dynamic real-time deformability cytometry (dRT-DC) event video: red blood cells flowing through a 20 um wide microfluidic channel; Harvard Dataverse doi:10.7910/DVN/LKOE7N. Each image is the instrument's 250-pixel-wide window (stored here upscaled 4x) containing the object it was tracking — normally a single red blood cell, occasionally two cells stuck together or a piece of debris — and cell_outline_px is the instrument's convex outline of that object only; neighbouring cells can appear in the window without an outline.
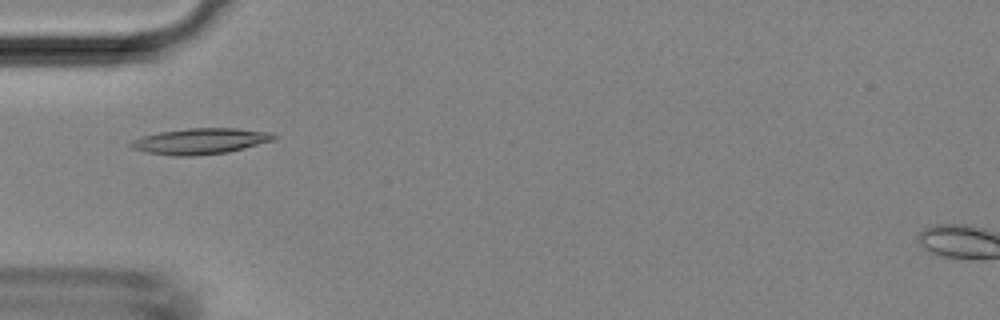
{"species": "Egyptian fruit bat (a non-hibernating species)", "species_latin": "Rousettus aegyptiacus", "temperature_condition": "room temperature", "stored_images_in_passage": 46, "camera_frame_rate_fps": 3000, "um_per_image_px": 0.085, "animal": {"sex": "female"}, "frame": {"image": 1, "passage_image": 15, "time_ms": 4.667, "image_size_px": [1000, 320], "cell_outline_px": [[276, 140], [228, 152], [192, 156], [176, 156], [148, 152], [132, 148], [128, 144], [132, 140], [144, 136], [160, 132], [188, 128], [236, 128], [272, 132], [276, 136]], "centroid_in_image_um": [17.08, 11.99], "position_along_channel_um": 67.9, "area_um2": 21.5}}
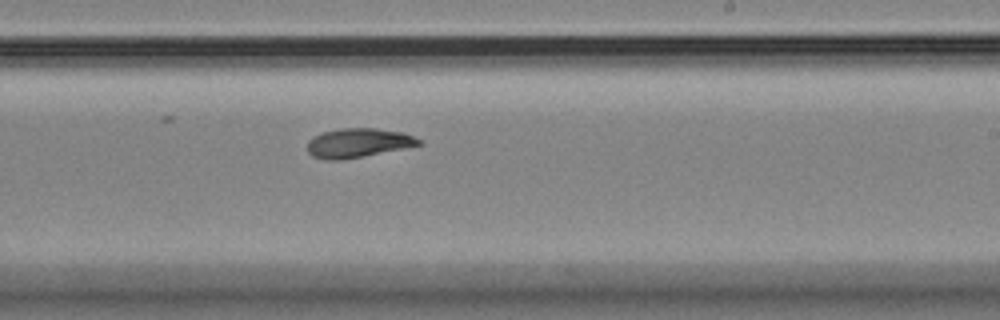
{"frame": {"image": 2, "passage_image": 28, "time_ms": 9.0, "image_size_px": [1000, 320], "cell_outline_px": [[424, 144], [344, 160], [324, 160], [312, 156], [308, 152], [308, 140], [312, 136], [320, 132], [340, 128], [376, 128], [404, 132], [420, 140]], "centroid_in_image_um": [30.4, 12.14], "position_along_channel_um": 258.6, "area_um2": 19.19}}
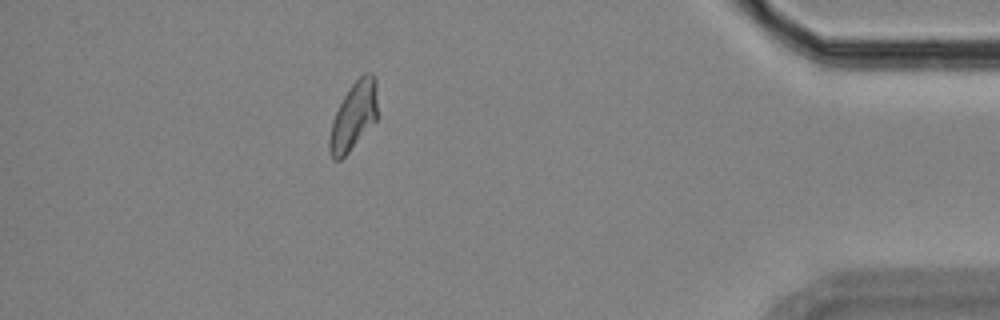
{"frame": {"image": 3, "passage_image": 41, "time_ms": 13.333, "image_size_px": [1000, 320], "cell_outline_px": [[376, 120], [348, 152], [340, 160], [332, 160], [328, 148], [328, 140], [332, 120], [344, 96], [352, 84], [364, 72], [372, 72], [376, 76]], "centroid_in_image_um": [30.04, 9.86], "position_along_channel_um": 405.2, "area_um2": 18.84}}